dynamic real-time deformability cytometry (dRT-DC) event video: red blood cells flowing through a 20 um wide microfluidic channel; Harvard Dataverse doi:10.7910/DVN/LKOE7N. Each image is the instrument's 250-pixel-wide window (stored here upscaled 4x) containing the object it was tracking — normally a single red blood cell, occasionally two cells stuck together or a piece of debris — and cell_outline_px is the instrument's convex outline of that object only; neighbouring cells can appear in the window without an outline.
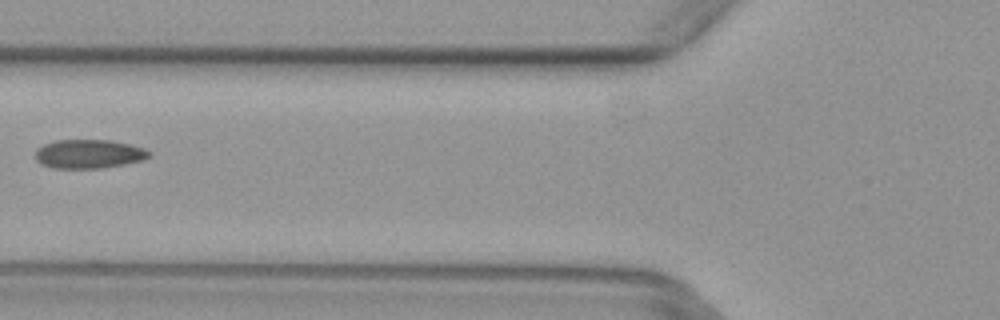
{"species": "common noctule bat (a hibernating species)", "species_latin": "Nyctalus noctula", "temperature_condition": "warm", "stored_images_in_passage": 6, "camera_frame_rate_fps": 3000, "um_per_image_px": 0.085, "animal": {"sex": "female", "body_mass_g": 29.2, "forearm_length_mm": 56.3}, "frame": {"image": 1, "passage_image": 5, "time_ms": 1.333, "image_size_px": [1000, 320], "cell_outline_px": [[152, 156], [144, 160], [124, 164], [100, 168], [52, 168], [40, 164], [36, 160], [36, 148], [44, 144], [56, 140], [112, 140], [144, 148], [152, 152]], "centroid_in_image_um": [7.56, 13.08], "position_along_channel_um": 118.2, "area_um2": 19.31}}
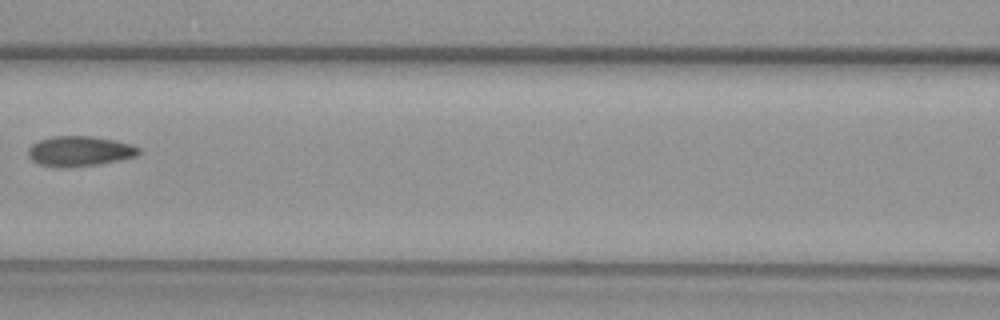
{"frame": {"image": 2, "passage_image": 6, "time_ms": 1.667, "image_size_px": [1000, 320], "cell_outline_px": [[140, 152], [136, 156], [96, 164], [68, 168], [64, 168], [40, 164], [32, 160], [28, 156], [28, 148], [32, 144], [40, 140], [52, 136], [92, 136], [116, 140], [132, 144], [140, 148]], "centroid_in_image_um": [6.76, 12.84], "position_along_channel_um": 159.8, "area_um2": 19.36}}